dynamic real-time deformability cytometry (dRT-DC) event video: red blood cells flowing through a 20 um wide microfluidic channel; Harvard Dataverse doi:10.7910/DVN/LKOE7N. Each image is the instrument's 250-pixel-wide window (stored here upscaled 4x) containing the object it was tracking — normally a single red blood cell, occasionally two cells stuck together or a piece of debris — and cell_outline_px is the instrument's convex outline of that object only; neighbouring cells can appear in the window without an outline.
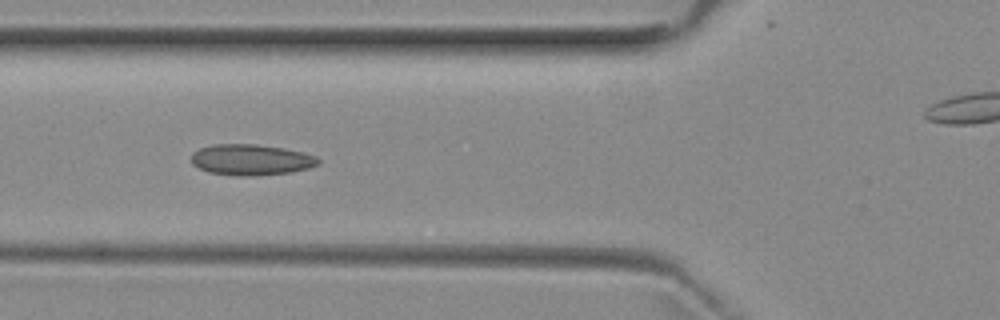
{"species": "common noctule bat (a hibernating species)", "species_latin": "Nyctalus noctula", "temperature_condition": "room temperature", "stored_images_in_passage": 7, "camera_frame_rate_fps": 3000, "um_per_image_px": 0.085, "animal": {"sex": "female", "body_mass_g": 29.2, "forearm_length_mm": 56.3}, "frame": {"image": 1, "passage_image": 5, "time_ms": 6.0, "image_size_px": [1000, 320], "cell_outline_px": [[320, 164], [308, 168], [292, 172], [252, 176], [236, 176], [208, 172], [192, 164], [192, 152], [200, 148], [212, 144], [256, 144], [284, 148], [316, 156], [320, 160]], "centroid_in_image_um": [21.33, 13.58], "position_along_channel_um": 104.5, "area_um2": 22.95}}
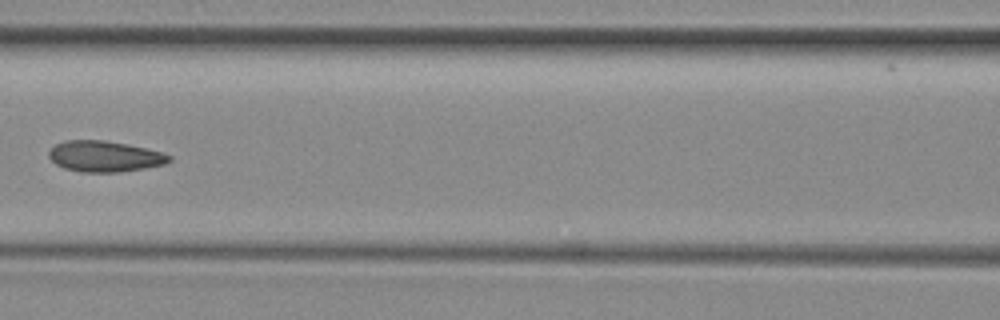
{"frame": {"image": 2, "passage_image": 6, "time_ms": 7.333, "image_size_px": [1000, 320], "cell_outline_px": [[172, 160], [164, 164], [144, 168], [120, 172], [80, 172], [64, 168], [56, 164], [48, 156], [48, 152], [56, 144], [64, 140], [104, 140], [128, 144], [160, 152], [172, 156]], "centroid_in_image_um": [8.87, 13.29], "position_along_channel_um": 157.7, "area_um2": 21.62}}
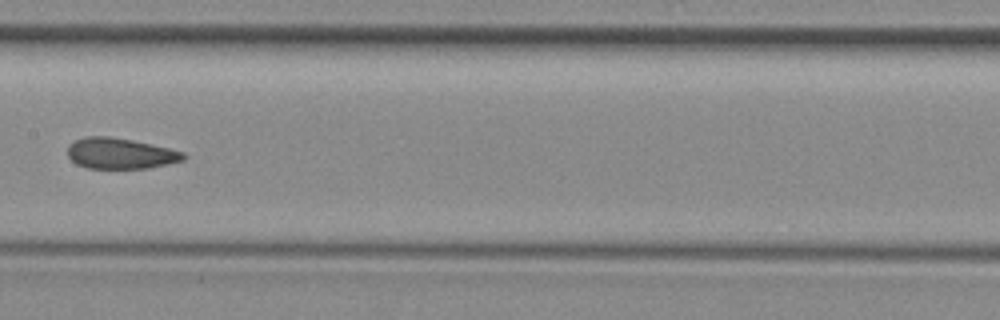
{"frame": {"image": 3, "passage_image": 7, "time_ms": 8.333, "image_size_px": [1000, 320], "cell_outline_px": [[184, 160], [168, 164], [148, 168], [88, 168], [76, 164], [68, 156], [68, 144], [84, 136], [108, 136], [132, 140], [168, 148], [184, 152]], "centroid_in_image_um": [10.2, 13.04], "position_along_channel_um": 197.2, "area_um2": 20.69}}